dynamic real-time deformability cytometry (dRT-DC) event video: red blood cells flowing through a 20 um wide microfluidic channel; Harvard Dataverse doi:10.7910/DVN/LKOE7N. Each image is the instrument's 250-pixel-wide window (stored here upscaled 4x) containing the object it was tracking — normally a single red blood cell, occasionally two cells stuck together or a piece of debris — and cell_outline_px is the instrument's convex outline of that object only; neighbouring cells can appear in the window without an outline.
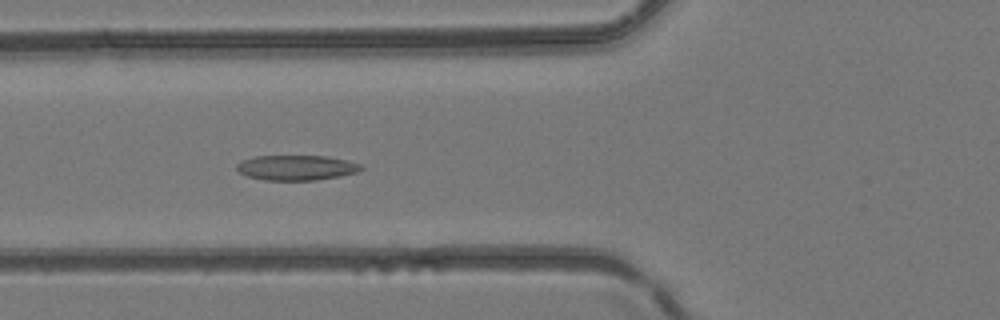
{"species": "common noctule bat (a hibernating species)", "species_latin": "Nyctalus noctula", "temperature_condition": "room temperature", "stored_images_in_passage": 36, "camera_frame_rate_fps": 3000, "um_per_image_px": 0.085, "animal": {"sex": "female", "body_mass_g": 24.6, "forearm_length_mm": 56.2}, "frame": {"image": 1, "passage_image": 7, "time_ms": 2.0, "image_size_px": [1000, 320], "cell_outline_px": [[364, 168], [356, 172], [340, 176], [316, 180], [264, 180], [248, 176], [240, 172], [236, 168], [236, 164], [240, 160], [256, 156], [328, 156], [348, 160], [360, 164]], "centroid_in_image_um": [25.19, 14.24], "position_along_channel_um": 100.6, "area_um2": 18.21}}
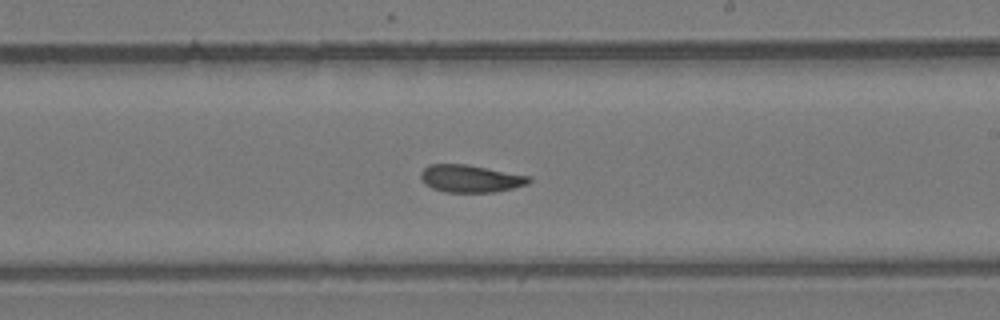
{"frame": {"image": 2, "passage_image": 17, "time_ms": 5.333, "image_size_px": [1000, 320], "cell_outline_px": [[532, 180], [528, 184], [496, 192], [444, 192], [432, 188], [424, 184], [420, 176], [420, 172], [428, 164], [468, 164], [532, 176]], "centroid_in_image_um": [40.0, 15.17], "position_along_channel_um": 249.0, "area_um2": 17.57}}
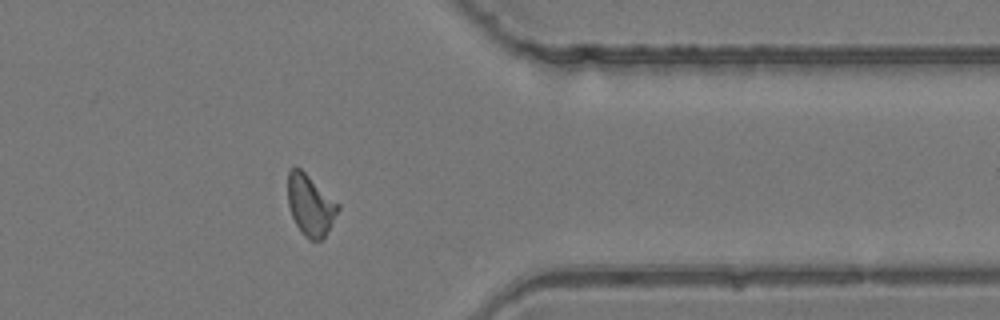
{"frame": {"image": 3, "passage_image": 27, "time_ms": 8.667, "image_size_px": [1000, 320], "cell_outline_px": [[340, 208], [324, 236], [320, 240], [308, 240], [304, 236], [296, 224], [292, 216], [288, 204], [288, 172], [292, 168], [300, 168], [340, 204]], "centroid_in_image_um": [26.37, 17.44], "position_along_channel_um": 385.0, "area_um2": 17.57}}